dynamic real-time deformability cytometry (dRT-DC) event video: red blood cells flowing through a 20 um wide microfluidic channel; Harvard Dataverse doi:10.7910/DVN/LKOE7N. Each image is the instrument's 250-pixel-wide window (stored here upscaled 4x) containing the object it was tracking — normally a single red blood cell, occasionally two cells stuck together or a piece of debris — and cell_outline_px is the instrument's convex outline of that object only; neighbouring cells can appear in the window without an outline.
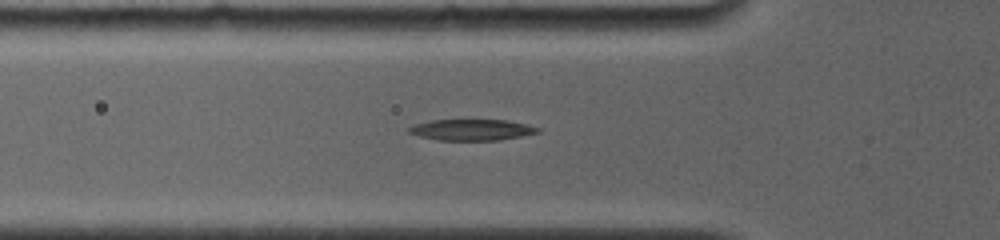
{"species": "common noctule bat (a hibernating species)", "species_latin": "Nyctalus noctula", "temperature_condition": "room temperature", "stored_images_in_passage": 28, "camera_frame_rate_fps": 4000, "um_per_image_px": 0.085, "animal": {"sex": "female", "body_mass_g": 19.0, "forearm_length_mm": 56.7}, "frame": {"image": 1, "passage_image": 10, "time_ms": 5.0, "image_size_px": [1000, 240], "cell_outline_px": [[540, 132], [500, 140], [436, 140], [420, 136], [408, 132], [408, 128], [416, 124], [432, 120], [508, 120], [540, 128]], "centroid_in_image_um": [40.1, 11.03], "position_along_channel_um": 85.7, "area_um2": 15.66}}
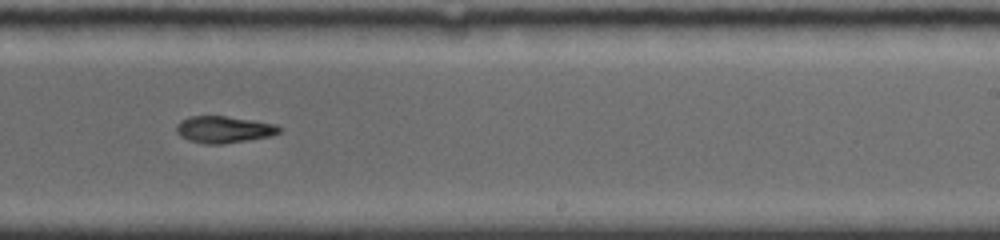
{"frame": {"image": 2, "passage_image": 19, "time_ms": 9.75, "image_size_px": [1000, 240], "cell_outline_px": [[280, 132], [272, 136], [248, 140], [220, 144], [204, 144], [188, 140], [180, 136], [176, 132], [176, 124], [180, 120], [188, 116], [224, 116], [276, 124], [280, 128]], "centroid_in_image_um": [18.98, 11.01], "position_along_channel_um": 270.0, "area_um2": 16.07}}
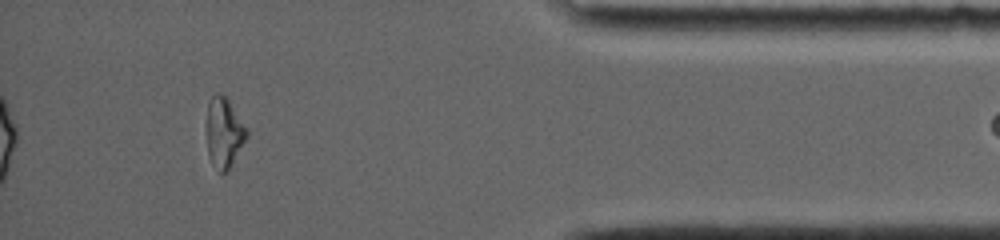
{"frame": {"image": 3, "passage_image": 27, "time_ms": 14.25, "image_size_px": [1000, 240], "cell_outline_px": [[248, 136], [228, 172], [220, 172], [212, 164], [208, 152], [208, 100], [216, 92], [220, 92], [228, 100], [248, 128]], "centroid_in_image_um": [19.08, 11.27], "position_along_channel_um": 416.1, "area_um2": 16.24}}